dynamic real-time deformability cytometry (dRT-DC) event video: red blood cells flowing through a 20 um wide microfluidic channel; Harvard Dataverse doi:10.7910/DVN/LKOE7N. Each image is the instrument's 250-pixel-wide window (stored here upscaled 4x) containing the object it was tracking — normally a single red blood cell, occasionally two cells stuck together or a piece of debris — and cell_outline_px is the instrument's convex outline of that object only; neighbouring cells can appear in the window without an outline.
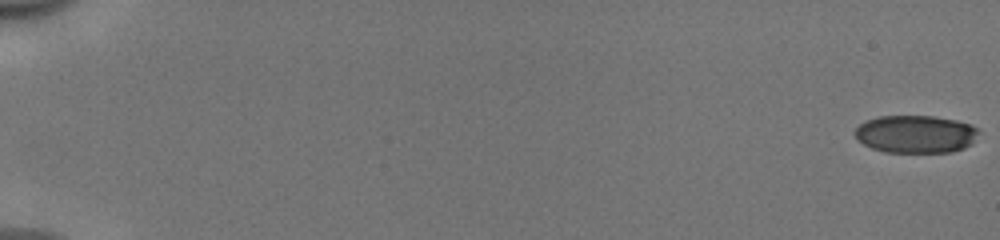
{"species": "human", "species_latin": "Homo sapiens", "temperature_condition": "cold", "stored_images_in_passage": 52, "camera_frame_rate_fps": 3000, "um_per_image_px": 0.085, "donor": {"sex": "male"}, "frame": {"image": 1, "passage_image": 1, "time_ms": 0.0, "image_size_px": [1000, 240], "cell_outline_px": [[976, 132], [972, 144], [964, 148], [952, 152], [884, 152], [872, 148], [856, 140], [856, 128], [864, 120], [880, 116], [932, 116], [956, 120], [972, 124], [976, 128]], "centroid_in_image_um": [77.8, 11.4], "position_along_channel_um": 7.2, "area_um2": 27.17}}
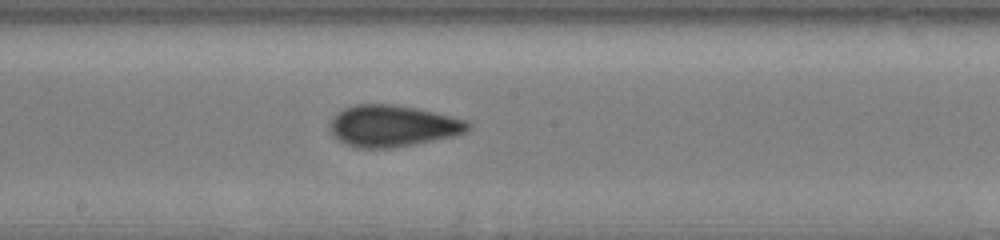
{"frame": {"image": 2, "passage_image": 30, "time_ms": 9.667, "image_size_px": [1000, 240], "cell_outline_px": [[472, 124], [464, 132], [452, 136], [392, 148], [356, 148], [344, 144], [328, 128], [328, 124], [332, 116], [336, 112], [344, 108], [356, 104], [396, 104], [416, 108], [452, 116], [468, 120]], "centroid_in_image_um": [33.33, 10.69], "position_along_channel_um": 214.9, "area_um2": 33.47}}
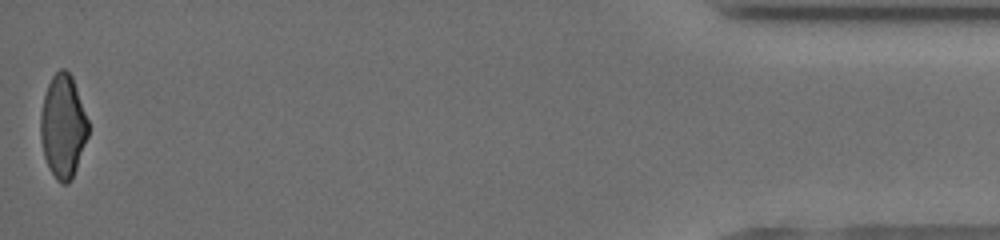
{"frame": {"image": 3, "passage_image": 52, "time_ms": 17.0, "image_size_px": [1000, 240], "cell_outline_px": [[88, 136], [76, 168], [68, 184], [60, 184], [56, 180], [44, 156], [40, 136], [40, 112], [44, 96], [48, 84], [52, 76], [60, 68], [64, 68], [72, 76], [88, 120]], "centroid_in_image_um": [5.34, 10.72], "position_along_channel_um": 429.9, "area_um2": 28.5}, "authors_computed_cell_mechanics": {"area_um2": 31.0675, "velocity_mm_per_s": 3.9913, "shape_relaxation_time_tau1_ms": 5.8863, "shape_relaxation_time_tau2_ms": 1.4598, "deformation_change_tau1": 0.1464, "deformation_change_tau2": 0.0855}}